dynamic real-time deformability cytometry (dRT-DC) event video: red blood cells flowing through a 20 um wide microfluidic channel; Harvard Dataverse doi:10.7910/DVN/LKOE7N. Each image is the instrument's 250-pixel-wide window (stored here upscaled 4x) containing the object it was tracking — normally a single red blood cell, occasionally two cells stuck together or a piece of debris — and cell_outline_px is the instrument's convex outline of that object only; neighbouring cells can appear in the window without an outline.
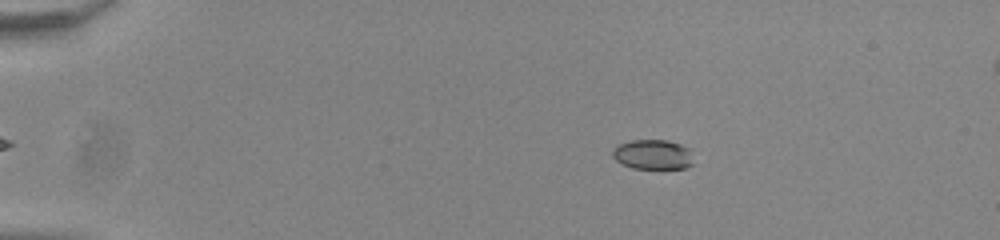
{"species": "common noctule bat (a hibernating species)", "species_latin": "Nyctalus noctula", "temperature_condition": "room temperature", "stored_images_in_passage": 49, "camera_frame_rate_fps": 3000, "um_per_image_px": 0.085, "animal": {"sex": "male", "body_mass_g": 20.0, "forearm_length_mm": 53.3}, "frame": {"image": 1, "passage_image": 5, "time_ms": 1.333, "image_size_px": [1000, 240], "cell_outline_px": [[692, 164], [684, 168], [632, 168], [616, 160], [612, 156], [612, 148], [616, 144], [632, 140], [668, 140], [680, 144], [688, 148]], "centroid_in_image_um": [55.43, 13.11], "position_along_channel_um": 29.6, "area_um2": 13.93}}
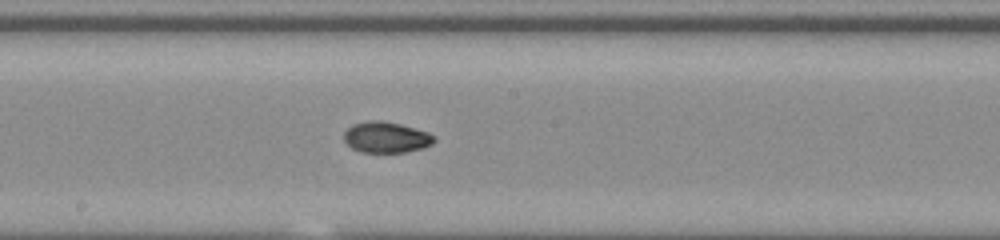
{"frame": {"image": 2, "passage_image": 26, "time_ms": 8.333, "image_size_px": [1000, 240], "cell_outline_px": [[436, 140], [432, 144], [424, 148], [404, 152], [360, 152], [352, 148], [344, 140], [344, 132], [352, 124], [368, 120], [384, 120], [400, 124], [428, 132], [436, 136]], "centroid_in_image_um": [32.84, 11.66], "position_along_channel_um": 215.4, "area_um2": 16.42}}
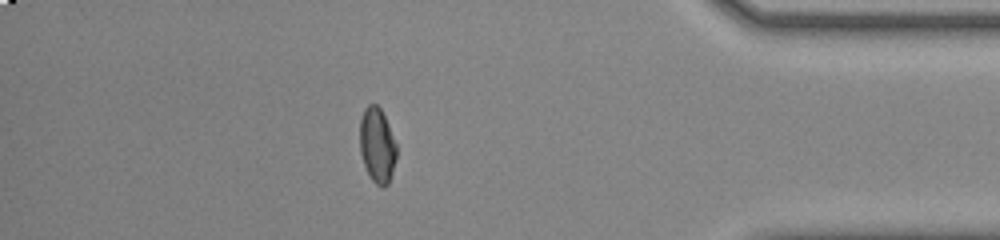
{"frame": {"image": 3, "passage_image": 43, "time_ms": 14.0, "image_size_px": [1000, 240], "cell_outline_px": [[396, 156], [392, 172], [388, 184], [384, 188], [376, 184], [372, 180], [364, 164], [360, 152], [360, 120], [364, 108], [368, 104], [376, 104], [380, 108], [384, 116], [396, 144]], "centroid_in_image_um": [32.04, 12.34], "position_along_channel_um": 403.2, "area_um2": 15.84}, "authors_computed_cell_mechanics": {"area_um2": 15.6638, "velocity_mm_per_s": 3.8571, "shape_relaxation_time_tau1_ms": 7.7029, "shape_relaxation_time_tau2_ms": 2.42, "deformation_change_tau1": 0.2139, "deformation_change_tau2": 0.054}}